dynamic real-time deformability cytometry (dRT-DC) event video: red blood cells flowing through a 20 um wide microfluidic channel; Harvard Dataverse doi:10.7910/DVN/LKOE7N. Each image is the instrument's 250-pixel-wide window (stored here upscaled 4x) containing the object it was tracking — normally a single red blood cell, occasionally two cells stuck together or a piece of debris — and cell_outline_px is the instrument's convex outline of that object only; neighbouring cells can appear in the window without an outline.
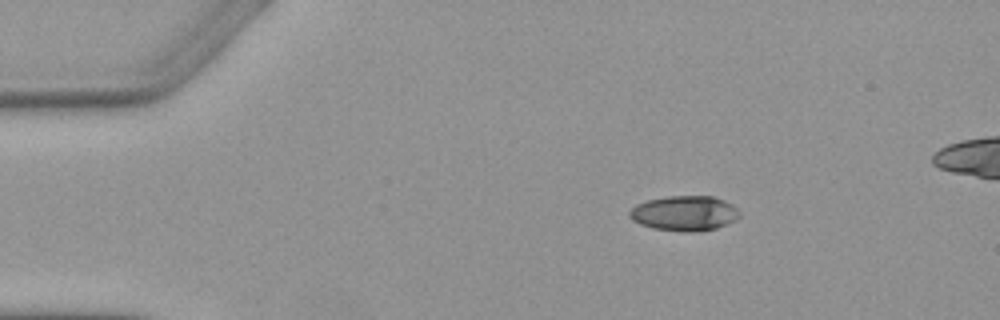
{"species": "Egyptian fruit bat (a non-hibernating species)", "species_latin": "Rousettus aegyptiacus", "temperature_condition": "warm", "stored_images_in_passage": 3, "camera_frame_rate_fps": 3000, "um_per_image_px": 0.085, "animal": {"sex": "female"}, "frame": {"image": 1, "passage_image": 1, "time_ms": 0.0, "image_size_px": [1000, 320], "cell_outline_px": [[740, 216], [736, 220], [716, 228], [692, 232], [684, 232], [652, 228], [640, 224], [632, 220], [628, 216], [628, 212], [636, 204], [648, 200], [668, 196], [712, 196], [724, 200], [732, 204], [740, 212]], "centroid_in_image_um": [58.17, 18.13], "position_along_channel_um": 26.8, "area_um2": 22.54}}
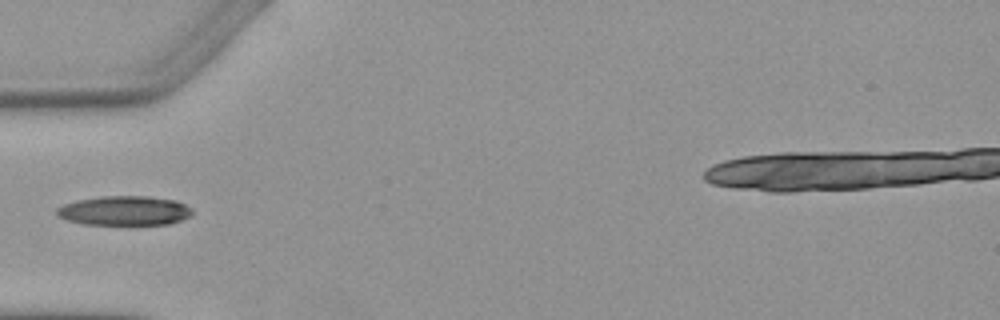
{"frame": {"image": 2, "passage_image": 3, "time_ms": 3.0, "image_size_px": [1000, 320], "cell_outline_px": [[192, 212], [188, 216], [180, 220], [168, 224], [84, 224], [68, 220], [56, 216], [56, 208], [64, 204], [76, 200], [100, 196], [148, 196], [176, 200], [192, 208]], "centroid_in_image_um": [10.54, 17.89], "position_along_channel_um": 74.5, "area_um2": 23.18}}